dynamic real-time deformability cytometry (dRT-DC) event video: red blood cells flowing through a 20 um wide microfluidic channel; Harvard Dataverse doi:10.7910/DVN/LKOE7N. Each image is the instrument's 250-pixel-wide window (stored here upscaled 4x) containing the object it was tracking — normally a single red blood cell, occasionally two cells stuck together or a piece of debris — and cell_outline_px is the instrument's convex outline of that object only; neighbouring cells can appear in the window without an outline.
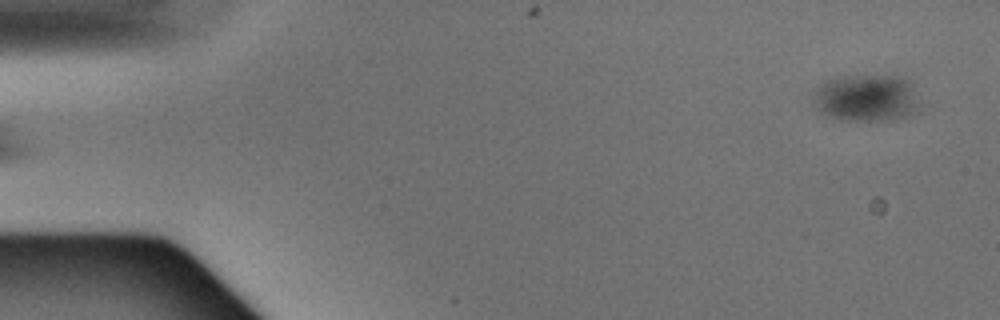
{"species": "Egyptian fruit bat (a non-hibernating species)", "species_latin": "Rousettus aegyptiacus", "temperature_condition": "warm", "stored_images_in_passage": 5, "segment_of_instrument_passage": [2, 2], "camera_frame_rate_fps": 3000, "um_per_image_px": 0.085, "animal": {"sex": "male"}, "frame": {"image": 1, "passage_image": 5, "time_ms": 1.333, "image_size_px": [1000, 320], "cell_outline_px": [[920, 112], [888, 120], [840, 120], [828, 116], [820, 112], [812, 104], [812, 92], [824, 80], [836, 76], [892, 72], [904, 76], [912, 84], [920, 104]], "centroid_in_image_um": [73.65, 8.26], "position_along_channel_um": 11.4, "area_um2": 30.87}}